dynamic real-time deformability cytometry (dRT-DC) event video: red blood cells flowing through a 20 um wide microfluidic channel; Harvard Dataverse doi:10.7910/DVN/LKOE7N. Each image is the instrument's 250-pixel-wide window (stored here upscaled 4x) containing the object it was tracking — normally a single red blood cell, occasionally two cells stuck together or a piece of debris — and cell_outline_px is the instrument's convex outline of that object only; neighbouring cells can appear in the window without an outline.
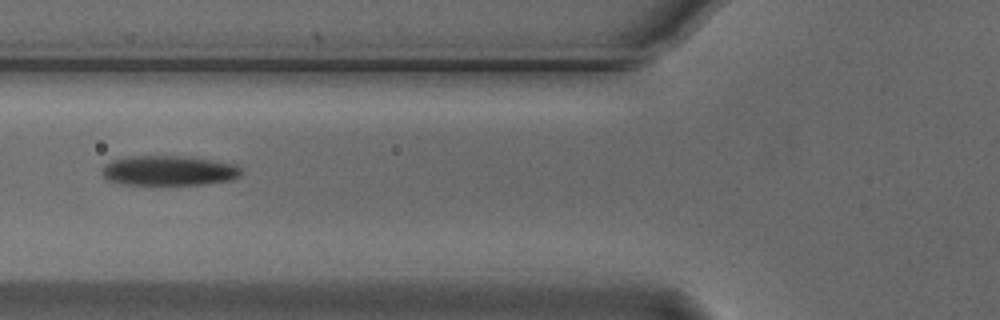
{"species": "Egyptian fruit bat (a non-hibernating species)", "species_latin": "Rousettus aegyptiacus", "temperature_condition": "cold", "stored_images_in_passage": 3, "camera_frame_rate_fps": 3000, "um_per_image_px": 0.085, "animal": {"sex": "male"}, "frame": {"image": 1, "passage_image": 3, "time_ms": 0.667, "image_size_px": [1000, 320], "cell_outline_px": [[244, 172], [240, 176], [232, 180], [204, 184], [120, 184], [108, 180], [100, 172], [100, 168], [104, 164], [112, 160], [128, 156], [180, 156], [212, 160], [236, 164]], "centroid_in_image_um": [14.33, 14.5], "position_along_channel_um": 111.5, "area_um2": 24.39}}